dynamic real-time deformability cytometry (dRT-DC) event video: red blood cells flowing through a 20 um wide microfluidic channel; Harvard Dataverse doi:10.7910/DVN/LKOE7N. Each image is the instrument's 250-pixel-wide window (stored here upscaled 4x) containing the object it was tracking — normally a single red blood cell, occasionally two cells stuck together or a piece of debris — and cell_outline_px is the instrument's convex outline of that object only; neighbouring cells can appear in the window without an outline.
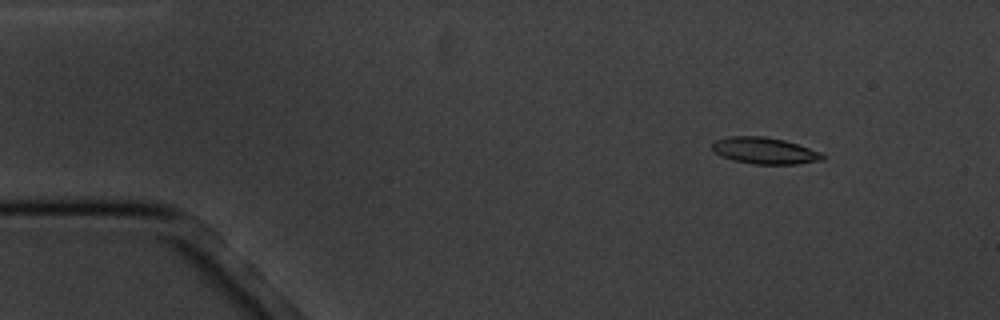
{"species": "common noctule bat (a hibernating species)", "species_latin": "Nyctalus noctula", "temperature_condition": "cold", "stored_images_in_passage": 5, "camera_frame_rate_fps": 3000, "um_per_image_px": 0.085, "animal": {"sex": "male", "body_mass_g": 20.1, "forearm_length_mm": 53.5}, "frame": {"image": 1, "passage_image": 2, "time_ms": 2.0, "image_size_px": [1000, 320], "cell_outline_px": [[824, 160], [796, 164], [752, 164], [732, 160], [716, 152], [712, 148], [712, 144], [716, 140], [728, 136], [764, 136], [784, 140], [820, 152], [824, 156]], "centroid_in_image_um": [64.99, 12.81], "position_along_channel_um": 20.0, "area_um2": 16.88}}
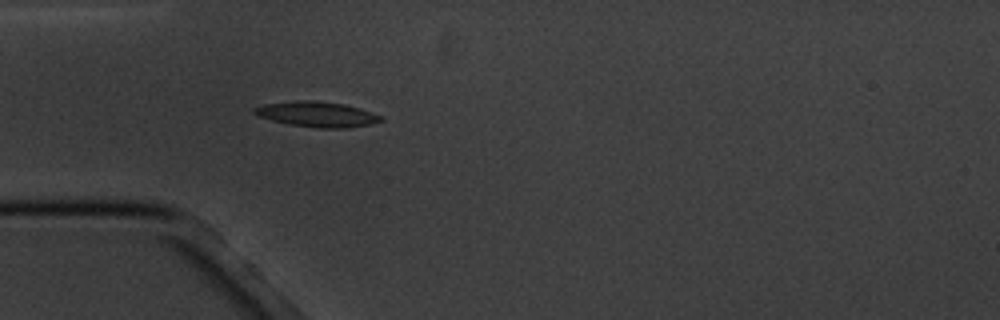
{"frame": {"image": 2, "passage_image": 5, "time_ms": 5.333, "image_size_px": [1000, 320], "cell_outline_px": [[384, 120], [372, 124], [348, 128], [316, 128], [288, 124], [272, 120], [260, 116], [252, 112], [252, 108], [264, 104], [300, 100], [312, 100], [344, 104], [360, 108], [384, 116]], "centroid_in_image_um": [26.99, 9.72], "position_along_channel_um": 58.0, "area_um2": 18.79}}